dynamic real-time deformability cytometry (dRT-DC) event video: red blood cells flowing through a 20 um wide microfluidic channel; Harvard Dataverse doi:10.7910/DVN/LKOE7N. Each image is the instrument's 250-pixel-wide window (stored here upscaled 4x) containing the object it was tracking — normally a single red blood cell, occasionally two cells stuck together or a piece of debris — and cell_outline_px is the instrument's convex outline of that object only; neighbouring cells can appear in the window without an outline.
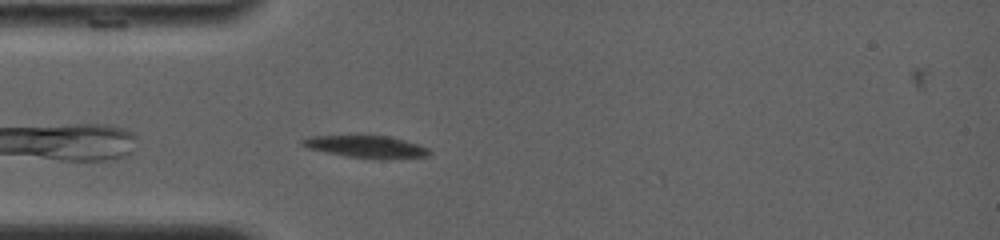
{"species": "common noctule bat (a hibernating species)", "species_latin": "Nyctalus noctula", "temperature_condition": "room temperature", "stored_images_in_passage": 5, "camera_frame_rate_fps": 4000, "um_per_image_px": 0.085, "animal": {"sex": "female", "body_mass_g": 19.0, "forearm_length_mm": 56.7}, "frame": {"image": 1, "passage_image": 2, "time_ms": 0.5, "image_size_px": [1000, 240], "cell_outline_px": [[432, 152], [428, 156], [348, 156], [308, 148], [300, 144], [300, 140], [308, 136], [388, 136], [404, 140], [428, 148]], "centroid_in_image_um": [31.03, 12.41], "position_along_channel_um": 54.0, "area_um2": 15.14}}
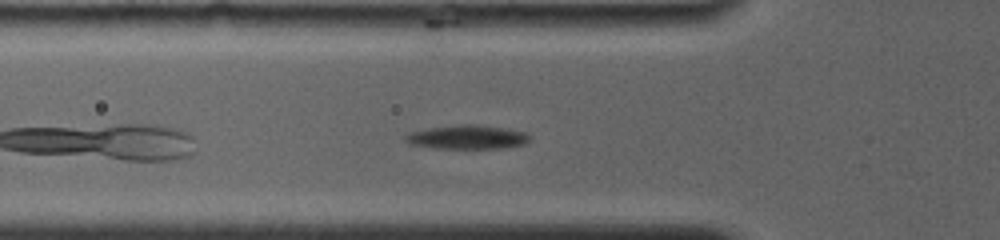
{"frame": {"image": 2, "passage_image": 4, "time_ms": 1.5, "image_size_px": [1000, 240], "cell_outline_px": [[532, 140], [528, 144], [500, 148], [436, 148], [408, 144], [404, 140], [404, 136], [408, 132], [428, 128], [464, 124], [476, 124], [508, 128], [524, 132]], "centroid_in_image_um": [39.72, 11.65], "position_along_channel_um": 86.1, "area_um2": 17.51}}